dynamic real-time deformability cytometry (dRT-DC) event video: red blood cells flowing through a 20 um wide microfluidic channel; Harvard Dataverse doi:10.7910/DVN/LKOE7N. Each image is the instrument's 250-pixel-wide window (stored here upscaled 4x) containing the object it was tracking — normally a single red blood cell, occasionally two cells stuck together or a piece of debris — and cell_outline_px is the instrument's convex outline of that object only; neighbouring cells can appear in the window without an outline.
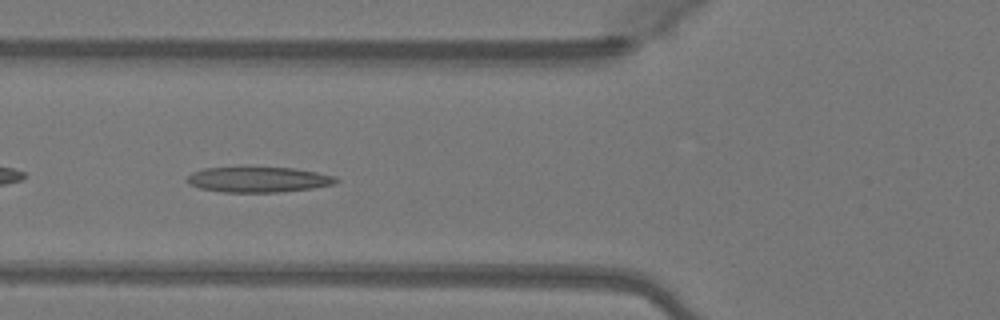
{"species": "Egyptian fruit bat (a non-hibernating species)", "species_latin": "Rousettus aegyptiacus", "temperature_condition": "warm", "stored_images_in_passage": 35, "camera_frame_rate_fps": 3000, "um_per_image_px": 0.085, "animal": {"sex": "female"}, "frame": {"image": 1, "passage_image": 4, "time_ms": 1.0, "image_size_px": [1000, 320], "cell_outline_px": [[340, 180], [336, 184], [312, 188], [280, 192], [224, 192], [200, 188], [188, 184], [188, 176], [192, 172], [204, 168], [240, 164], [244, 164], [292, 168], [316, 172], [336, 176]], "centroid_in_image_um": [21.94, 15.21], "position_along_channel_um": 103.9, "area_um2": 23.18}}
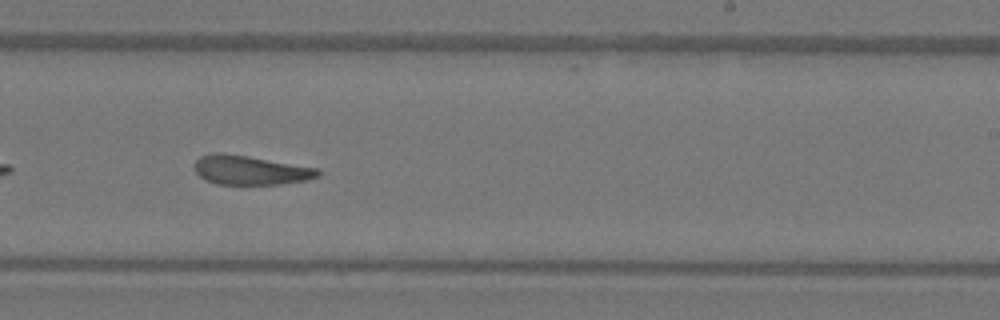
{"frame": {"image": 2, "passage_image": 16, "time_ms": 5.0, "image_size_px": [1000, 320], "cell_outline_px": [[320, 176], [308, 180], [280, 184], [216, 184], [204, 180], [196, 172], [196, 160], [200, 156], [212, 152], [224, 152], [320, 168]], "centroid_in_image_um": [21.3, 14.45], "position_along_channel_um": 267.7, "area_um2": 21.21}}
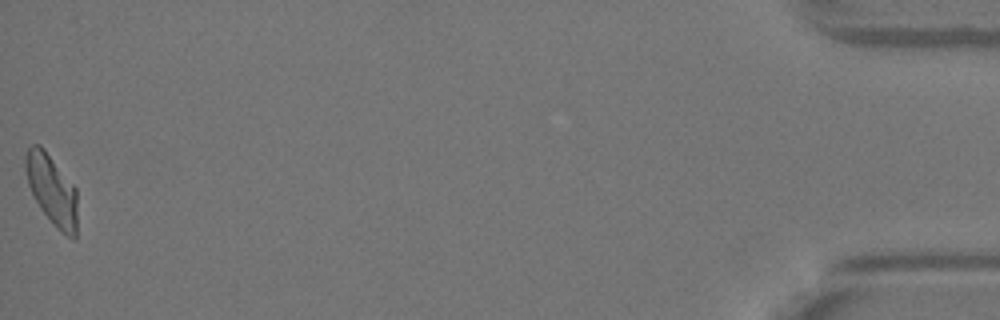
{"frame": {"image": 3, "passage_image": 35, "time_ms": 11.333, "image_size_px": [1000, 320], "cell_outline_px": [[76, 236], [72, 240], [60, 232], [40, 208], [28, 184], [24, 168], [24, 156], [28, 148], [32, 144], [40, 144], [44, 148], [76, 188]], "centroid_in_image_um": [4.39, 16.11], "position_along_channel_um": 430.8, "area_um2": 21.21}, "authors_computed_cell_mechanics": {"area_um2": 21.6172, "velocity_mm_per_s": 4.088, "shape_relaxation_time_tau1_ms": 9.4047, "shape_relaxation_time_tau2_ms": 2.6581, "deformation_change_tau1": 0.2611, "deformation_change_tau2": 0.1134}}